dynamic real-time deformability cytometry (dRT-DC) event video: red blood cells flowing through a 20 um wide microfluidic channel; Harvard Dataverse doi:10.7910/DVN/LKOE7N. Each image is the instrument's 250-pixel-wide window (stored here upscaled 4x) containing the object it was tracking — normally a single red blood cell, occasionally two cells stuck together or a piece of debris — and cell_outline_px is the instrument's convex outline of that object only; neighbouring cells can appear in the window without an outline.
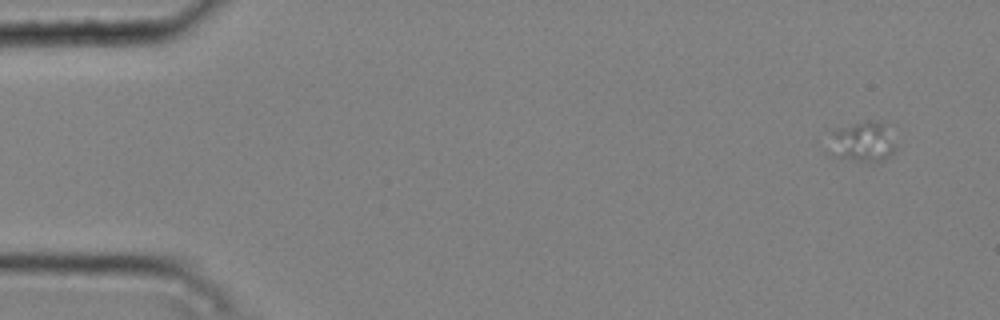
{"species": "common noctule bat (a hibernating species)", "species_latin": "Nyctalus noctula", "temperature_condition": "cold", "stored_images_in_passage": 4, "camera_frame_rate_fps": 3000, "um_per_image_px": 0.085, "animal": {"sex": "male", "body_mass_g": 20.4}, "frame": {"image": 1, "passage_image": 1, "time_ms": 0.0, "image_size_px": [1000, 320], "cell_outline_px": [[896, 148], [884, 160], [876, 164], [836, 156], [832, 132], [836, 128], [856, 124], [880, 124]], "centroid_in_image_um": [73.34, 12.15], "position_along_channel_um": 11.7, "area_um2": 13.93}}
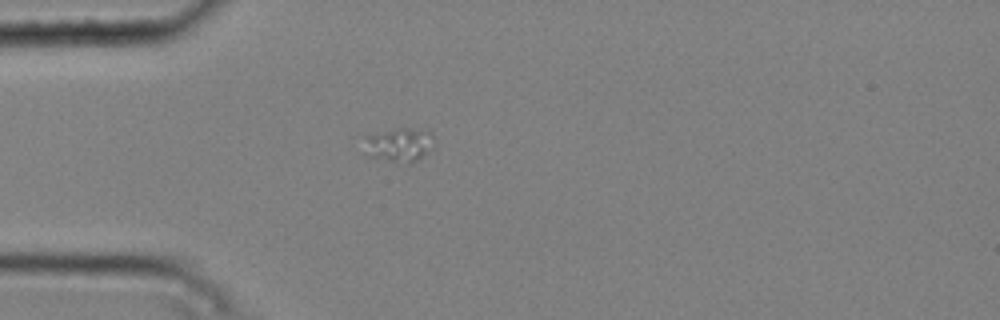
{"frame": {"image": 2, "passage_image": 4, "time_ms": 1.0, "image_size_px": [1000, 320], "cell_outline_px": [[432, 148], [428, 152], [416, 160], [392, 160], [368, 156], [364, 136], [392, 128], [424, 128], [432, 132]], "centroid_in_image_um": [33.95, 12.22], "position_along_channel_um": 51.1, "area_um2": 13.41}}